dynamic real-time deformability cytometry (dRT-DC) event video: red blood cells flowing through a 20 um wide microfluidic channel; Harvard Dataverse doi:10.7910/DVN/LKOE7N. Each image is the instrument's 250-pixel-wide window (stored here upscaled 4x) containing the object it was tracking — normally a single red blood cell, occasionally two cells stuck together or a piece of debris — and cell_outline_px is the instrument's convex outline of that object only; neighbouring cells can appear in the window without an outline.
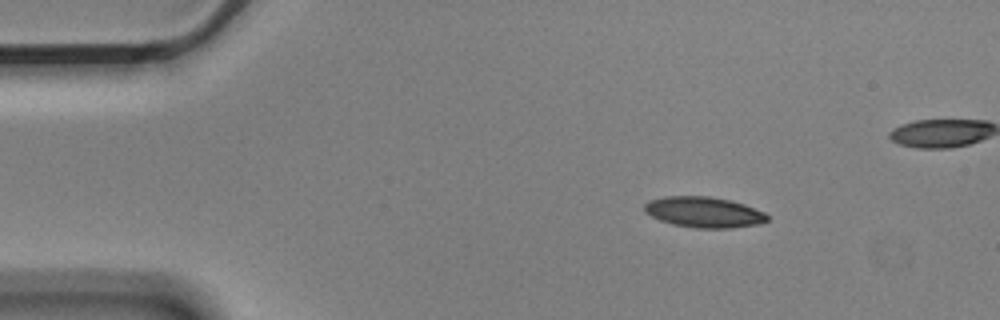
{"species": "Egyptian fruit bat (a non-hibernating species)", "species_latin": "Rousettus aegyptiacus", "temperature_condition": "cold", "stored_images_in_passage": 5, "camera_frame_rate_fps": 3000, "um_per_image_px": 0.085, "animal": {"sex": "male"}, "frame": {"image": 1, "passage_image": 2, "time_ms": 0.333, "image_size_px": [1000, 320], "cell_outline_px": [[768, 220], [760, 224], [732, 228], [696, 228], [672, 224], [660, 220], [644, 212], [644, 204], [652, 200], [664, 196], [708, 196], [732, 200], [744, 204], [764, 212], [768, 216]], "centroid_in_image_um": [59.85, 18.03], "position_along_channel_um": 25.2, "area_um2": 22.02}}